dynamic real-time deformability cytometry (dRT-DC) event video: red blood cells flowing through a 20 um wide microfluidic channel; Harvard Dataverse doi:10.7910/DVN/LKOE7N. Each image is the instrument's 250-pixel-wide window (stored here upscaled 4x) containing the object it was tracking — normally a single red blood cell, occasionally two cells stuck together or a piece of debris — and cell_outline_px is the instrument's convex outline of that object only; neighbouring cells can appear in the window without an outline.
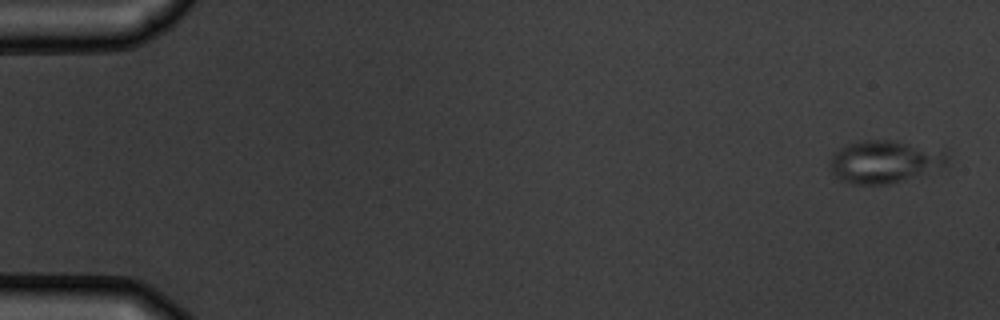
{"species": "common noctule bat (a hibernating species)", "species_latin": "Nyctalus noctula", "temperature_condition": "warm", "stored_images_in_passage": 7, "camera_frame_rate_fps": 3000, "um_per_image_px": 0.085, "animal": {"sex": "male", "body_mass_g": 19.5, "forearm_length_mm": 54.6}, "frame": {"image": 1, "passage_image": 1, "time_ms": 0.0, "image_size_px": [1000, 320], "cell_outline_px": [[948, 164], [944, 168], [888, 184], [852, 184], [840, 180], [832, 176], [832, 156], [844, 144], [860, 140], [896, 140], [944, 148], [948, 152]], "centroid_in_image_um": [75.28, 13.71], "position_along_channel_um": 9.7, "area_um2": 29.82}}